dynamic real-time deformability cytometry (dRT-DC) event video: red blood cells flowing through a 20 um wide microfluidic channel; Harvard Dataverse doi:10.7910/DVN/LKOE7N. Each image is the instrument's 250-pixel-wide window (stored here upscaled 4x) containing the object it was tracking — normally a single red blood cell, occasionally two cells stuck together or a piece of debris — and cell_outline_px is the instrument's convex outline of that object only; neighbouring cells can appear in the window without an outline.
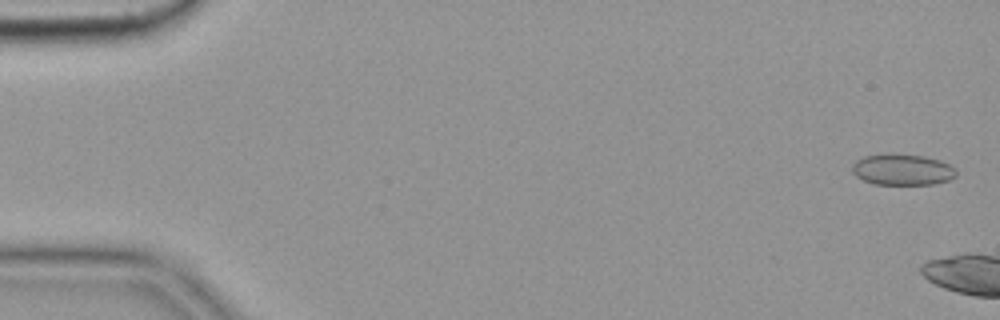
{"species": "common noctule bat (a hibernating species)", "species_latin": "Nyctalus noctula", "temperature_condition": "cold", "stored_images_in_passage": 6, "camera_frame_rate_fps": 3000, "um_per_image_px": 0.085, "animal": {"sex": "female", "body_mass_g": 19.9}, "frame": {"image": 1, "passage_image": 2, "time_ms": 0.333, "image_size_px": [1000, 320], "cell_outline_px": [[956, 176], [948, 180], [936, 184], [872, 184], [856, 176], [852, 172], [852, 164], [856, 160], [864, 156], [888, 152], [896, 152], [924, 156], [940, 160], [948, 164], [956, 172]], "centroid_in_image_um": [76.66, 14.39], "position_along_channel_um": 8.3, "area_um2": 19.19}}